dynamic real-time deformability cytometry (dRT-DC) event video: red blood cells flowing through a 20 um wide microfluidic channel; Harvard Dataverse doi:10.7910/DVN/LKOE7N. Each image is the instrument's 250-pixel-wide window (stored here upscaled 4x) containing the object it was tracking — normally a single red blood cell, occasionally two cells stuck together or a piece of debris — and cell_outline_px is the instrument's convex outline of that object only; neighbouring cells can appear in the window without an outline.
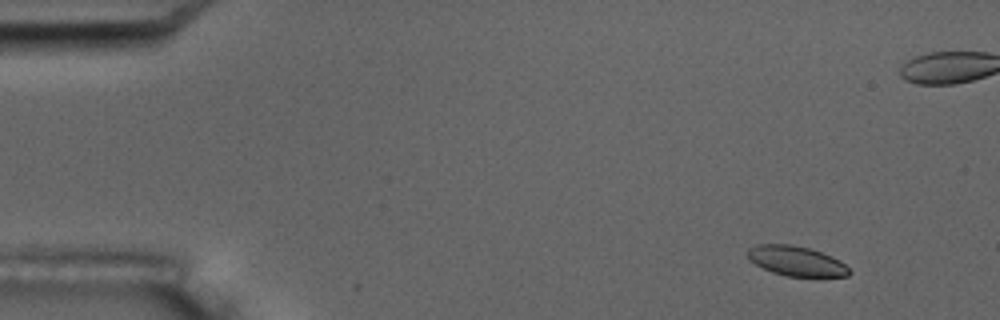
{"species": "common noctule bat (a hibernating species)", "species_latin": "Nyctalus noctula", "temperature_condition": "room temperature", "stored_images_in_passage": 11, "camera_frame_rate_fps": 3000, "um_per_image_px": 0.085, "animal": {"sex": "male", "body_mass_g": 17.5, "forearm_length_mm": 52.3}, "frame": {"image": 1, "passage_image": 2, "time_ms": 1.333, "image_size_px": [1000, 320], "cell_outline_px": [[852, 272], [848, 276], [788, 276], [772, 272], [748, 260], [748, 248], [756, 244], [792, 244], [808, 248], [832, 256], [840, 260]], "centroid_in_image_um": [67.67, 22.17], "position_along_channel_um": 17.3, "area_um2": 17.57}}